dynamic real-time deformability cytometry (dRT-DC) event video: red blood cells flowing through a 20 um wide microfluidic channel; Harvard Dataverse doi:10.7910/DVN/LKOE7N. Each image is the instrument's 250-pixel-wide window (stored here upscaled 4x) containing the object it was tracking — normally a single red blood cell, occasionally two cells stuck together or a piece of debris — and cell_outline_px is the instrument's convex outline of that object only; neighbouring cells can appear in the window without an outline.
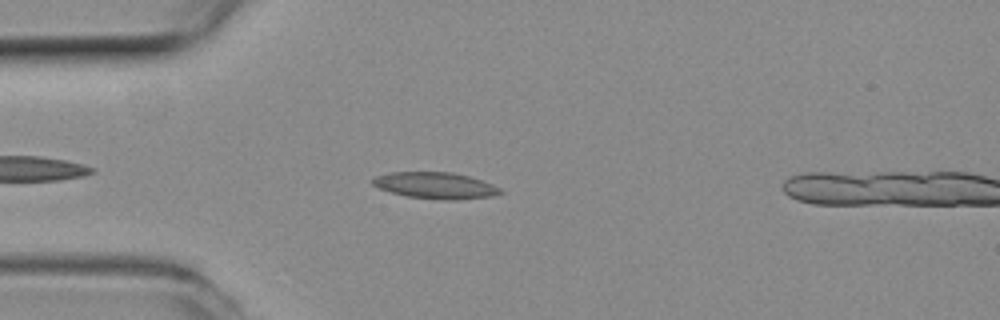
{"species": "common noctule bat (a hibernating species)", "species_latin": "Nyctalus noctula", "temperature_condition": "room temperature", "stored_images_in_passage": 7, "camera_frame_rate_fps": 3000, "um_per_image_px": 0.085, "animal": {"sex": "female", "body_mass_g": 19.3, "forearm_length_mm": 54.1}, "frame": {"image": 1, "passage_image": 5, "time_ms": 1.333, "image_size_px": [1000, 320], "cell_outline_px": [[504, 192], [492, 196], [456, 200], [440, 200], [408, 196], [392, 192], [380, 188], [372, 184], [372, 176], [388, 172], [452, 172], [468, 176], [492, 184], [500, 188]], "centroid_in_image_um": [36.99, 15.76], "position_along_channel_um": 48.0, "area_um2": 19.65}}